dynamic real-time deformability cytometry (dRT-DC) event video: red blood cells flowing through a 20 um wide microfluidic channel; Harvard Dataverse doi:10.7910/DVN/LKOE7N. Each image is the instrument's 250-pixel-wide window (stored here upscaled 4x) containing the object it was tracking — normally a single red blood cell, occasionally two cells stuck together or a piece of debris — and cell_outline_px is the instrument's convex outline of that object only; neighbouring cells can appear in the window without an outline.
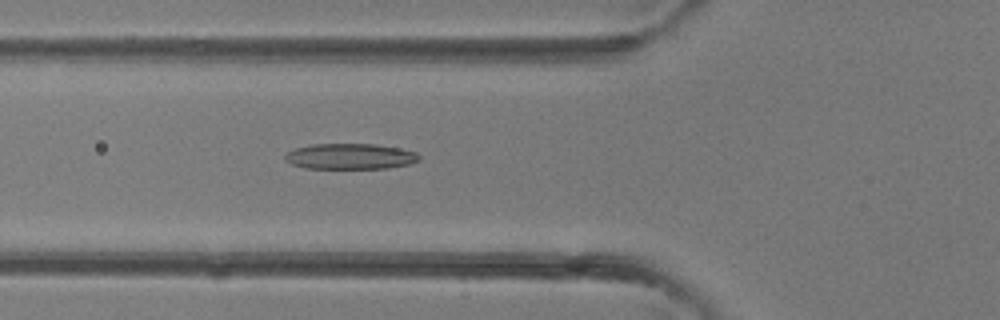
{"species": "common noctule bat (a hibernating species)", "species_latin": "Nyctalus noctula", "temperature_condition": "room temperature", "stored_images_in_passage": 30, "camera_frame_rate_fps": 3000, "um_per_image_px": 0.085, "animal": {"sex": "female"}, "frame": {"image": 1, "passage_image": 10, "time_ms": 3.0, "image_size_px": [1000, 320], "cell_outline_px": [[420, 160], [408, 164], [388, 168], [304, 168], [292, 164], [284, 160], [284, 156], [288, 152], [296, 148], [312, 144], [376, 144], [400, 148], [416, 152], [420, 156]], "centroid_in_image_um": [29.77, 13.29], "position_along_channel_um": 96.0, "area_um2": 20.06}}
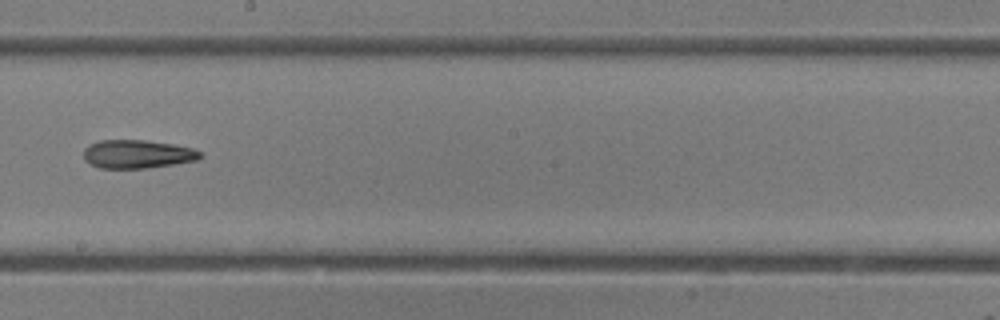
{"frame": {"image": 2, "passage_image": 18, "time_ms": 5.667, "image_size_px": [1000, 320], "cell_outline_px": [[204, 156], [196, 160], [172, 164], [144, 168], [100, 168], [84, 160], [84, 148], [88, 144], [100, 140], [144, 140], [172, 144], [192, 148], [200, 152]], "centroid_in_image_um": [11.65, 13.09], "position_along_channel_um": 236.6, "area_um2": 19.19}}
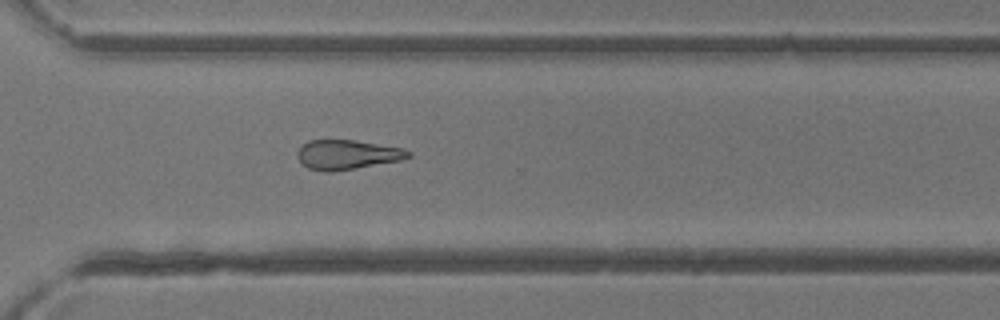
{"frame": {"image": 3, "passage_image": 24, "time_ms": 7.667, "image_size_px": [1000, 320], "cell_outline_px": [[412, 156], [400, 160], [332, 172], [328, 172], [308, 168], [296, 156], [296, 152], [308, 140], [356, 140], [404, 148], [412, 152]], "centroid_in_image_um": [29.53, 13.13], "position_along_channel_um": 341.1, "area_um2": 19.02}}